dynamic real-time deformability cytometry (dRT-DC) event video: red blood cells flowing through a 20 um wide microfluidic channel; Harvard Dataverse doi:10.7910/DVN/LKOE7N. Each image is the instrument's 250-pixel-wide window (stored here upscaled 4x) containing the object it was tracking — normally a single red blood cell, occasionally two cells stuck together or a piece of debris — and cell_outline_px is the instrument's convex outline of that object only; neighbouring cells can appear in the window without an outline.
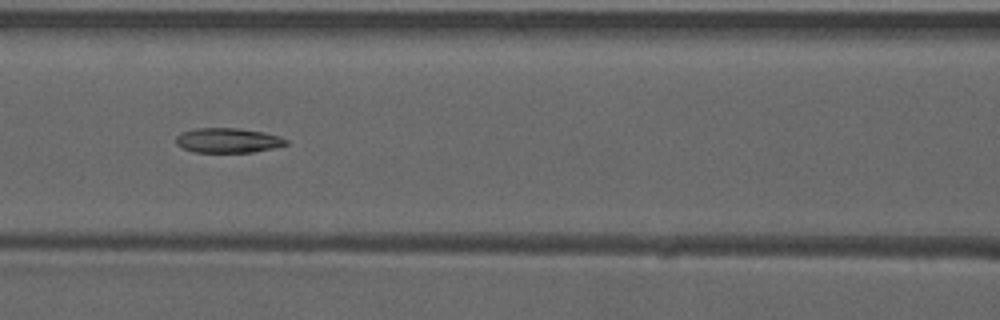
{"species": "common noctule bat (a hibernating species)", "species_latin": "Nyctalus noctula", "temperature_condition": "warm", "stored_images_in_passage": 8, "camera_frame_rate_fps": 3000, "um_per_image_px": 0.085, "animal": {"sex": "male", "forearm_length_mm": 52.5}, "frame": {"image": 1, "passage_image": 6, "time_ms": 1.667, "image_size_px": [1000, 320], "cell_outline_px": [[288, 144], [272, 148], [252, 152], [192, 152], [176, 144], [176, 136], [180, 132], [196, 128], [236, 128], [264, 132], [280, 136], [288, 140]], "centroid_in_image_um": [19.36, 11.93], "position_along_channel_um": 147.2, "area_um2": 15.9}}
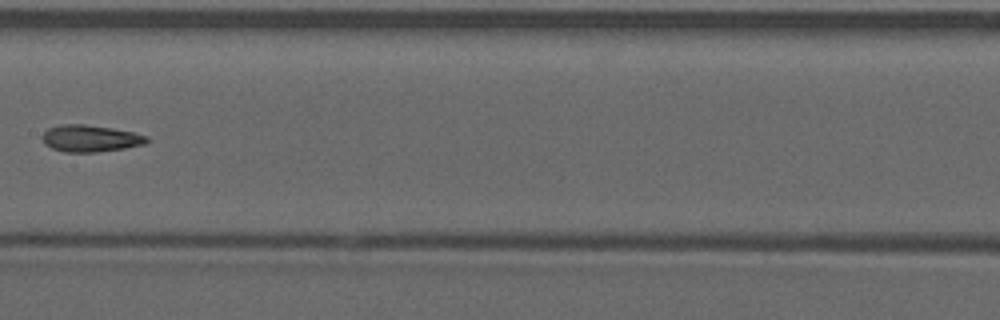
{"frame": {"image": 2, "passage_image": 7, "time_ms": 2.0, "image_size_px": [1000, 320], "cell_outline_px": [[148, 140], [144, 144], [124, 148], [96, 152], [64, 152], [52, 148], [44, 144], [40, 136], [48, 128], [64, 124], [84, 124], [112, 128], [132, 132], [148, 136]], "centroid_in_image_um": [7.64, 11.76], "position_along_channel_um": 199.8, "area_um2": 16.3}}
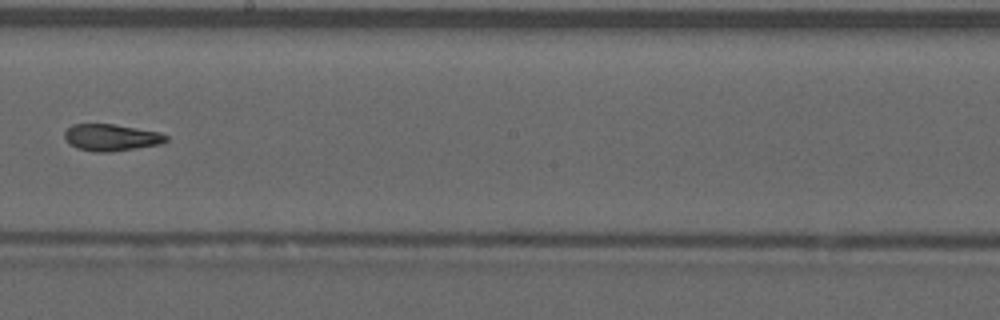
{"frame": {"image": 3, "passage_image": 8, "time_ms": 2.333, "image_size_px": [1000, 320], "cell_outline_px": [[168, 140], [160, 144], [112, 152], [92, 152], [76, 148], [68, 144], [64, 136], [64, 132], [72, 124], [112, 124], [160, 132], [168, 136]], "centroid_in_image_um": [9.43, 11.69], "position_along_channel_um": 238.8, "area_um2": 15.95}}